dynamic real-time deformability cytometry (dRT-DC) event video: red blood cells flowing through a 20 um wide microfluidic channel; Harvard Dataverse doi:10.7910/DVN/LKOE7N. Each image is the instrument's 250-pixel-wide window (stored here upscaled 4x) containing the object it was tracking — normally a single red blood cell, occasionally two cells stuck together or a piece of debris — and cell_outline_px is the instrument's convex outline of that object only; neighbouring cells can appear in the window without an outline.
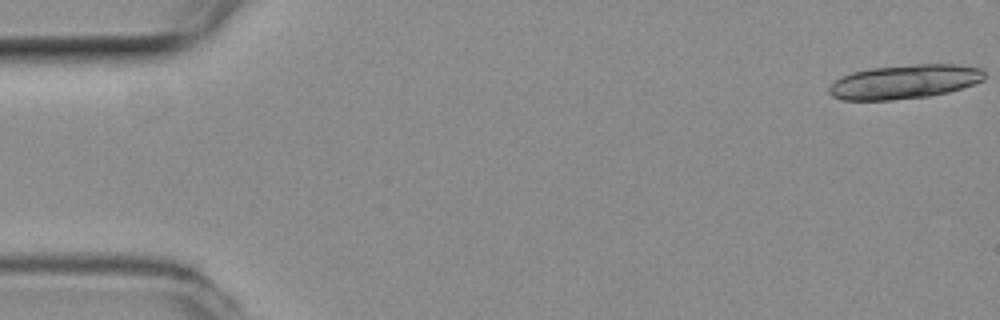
{"species": "common noctule bat (a hibernating species)", "species_latin": "Nyctalus noctula", "temperature_condition": "room temperature", "stored_images_in_passage": 16, "camera_frame_rate_fps": 3000, "um_per_image_px": 0.085, "animal": {"sex": "female", "body_mass_g": 19.3, "forearm_length_mm": 54.1}, "frame": {"image": 1, "passage_image": 1, "time_ms": 0.0, "image_size_px": [1000, 320], "cell_outline_px": [[984, 80], [948, 92], [928, 96], [892, 100], [840, 100], [832, 96], [828, 92], [828, 88], [840, 76], [852, 72], [872, 68], [916, 64], [956, 64], [980, 68], [984, 72]], "centroid_in_image_um": [76.85, 6.95], "position_along_channel_um": 8.2, "area_um2": 30.81}}